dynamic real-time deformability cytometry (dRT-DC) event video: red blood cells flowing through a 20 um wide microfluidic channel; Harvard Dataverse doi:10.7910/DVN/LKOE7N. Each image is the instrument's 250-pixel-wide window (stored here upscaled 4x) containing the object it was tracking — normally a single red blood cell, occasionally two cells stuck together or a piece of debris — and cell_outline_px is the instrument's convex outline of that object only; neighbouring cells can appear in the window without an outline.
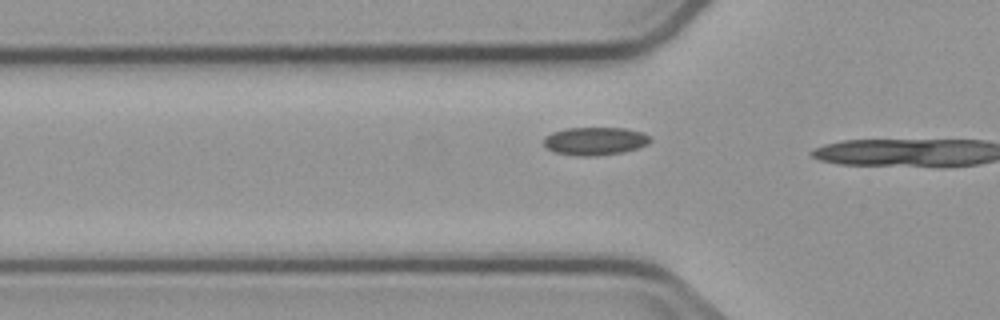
{"species": "common noctule bat (a hibernating species)", "species_latin": "Nyctalus noctula", "temperature_condition": "cold", "stored_images_in_passage": 6, "camera_frame_rate_fps": 3000, "um_per_image_px": 0.085, "animal": {"sex": "male", "body_mass_g": 23.1, "forearm_length_mm": 52.7}, "frame": {"image": 1, "passage_image": 6, "time_ms": 7.0, "image_size_px": [1000, 320], "cell_outline_px": [[652, 140], [648, 144], [624, 152], [596, 156], [580, 156], [556, 152], [548, 148], [544, 144], [544, 136], [552, 132], [564, 128], [624, 128], [644, 132], [652, 136]], "centroid_in_image_um": [50.61, 11.98], "position_along_channel_um": 75.2, "area_um2": 17.51}}